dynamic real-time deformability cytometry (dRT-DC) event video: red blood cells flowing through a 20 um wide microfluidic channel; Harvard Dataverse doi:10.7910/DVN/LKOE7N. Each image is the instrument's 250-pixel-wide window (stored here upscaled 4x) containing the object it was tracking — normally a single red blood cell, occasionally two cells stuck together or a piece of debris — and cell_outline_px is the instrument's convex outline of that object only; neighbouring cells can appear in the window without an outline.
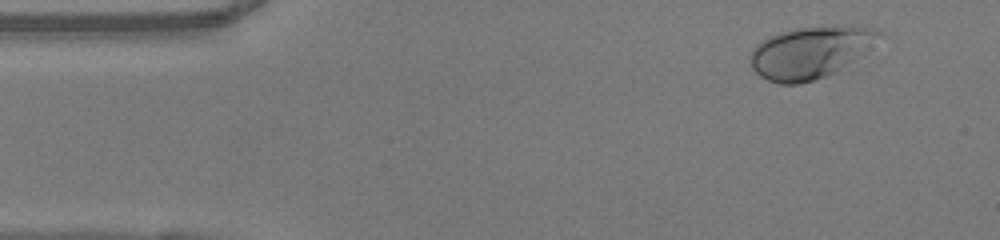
{"species": "human", "species_latin": "Homo sapiens", "temperature_condition": "warm", "stored_images_in_passage": 49, "camera_frame_rate_fps": 3000, "um_per_image_px": 0.085, "donor": {"sex": "female"}, "frame": {"image": 1, "passage_image": 4, "time_ms": 1.0, "image_size_px": [1000, 240], "cell_outline_px": [[884, 32], [868, 52], [836, 72], [828, 76], [800, 84], [780, 84], [768, 80], [760, 76], [752, 68], [748, 56], [752, 48], [760, 40], [768, 36], [792, 28], [836, 24], [852, 24], [876, 28]], "centroid_in_image_um": [68.92, 4.41], "position_along_channel_um": 16.1, "area_um2": 40.29}}
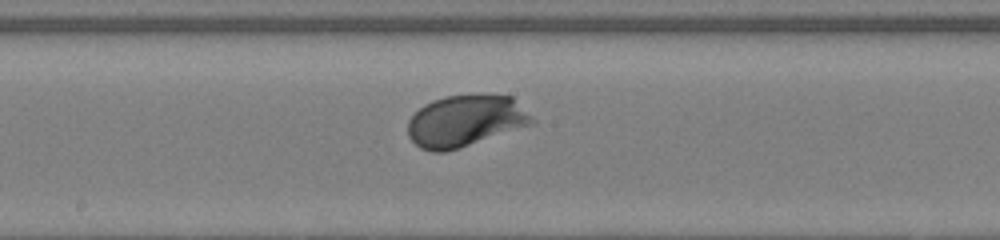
{"frame": {"image": 2, "passage_image": 25, "time_ms": 8.0, "image_size_px": [1000, 240], "cell_outline_px": [[536, 124], [444, 152], [432, 152], [420, 148], [408, 136], [408, 120], [424, 104], [432, 100], [444, 96], [512, 96], [536, 120]], "centroid_in_image_um": [39.57, 10.29], "position_along_channel_um": 208.6, "area_um2": 36.99}}
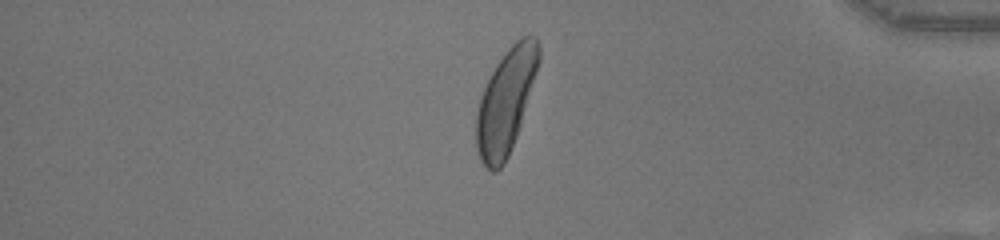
{"frame": {"image": 3, "passage_image": 41, "time_ms": 13.333, "image_size_px": [1000, 240], "cell_outline_px": [[540, 60], [520, 124], [516, 136], [508, 156], [504, 164], [496, 172], [492, 172], [480, 160], [476, 148], [476, 112], [480, 96], [496, 64], [508, 48], [520, 36], [536, 36], [540, 48]], "centroid_in_image_um": [42.98, 8.62], "position_along_channel_um": 392.2, "area_um2": 37.51}, "authors_computed_cell_mechanics": {"area_um2": 36.4718, "velocity_mm_per_s": 4.0594, "shape_relaxation_time_tau1_ms": 1.4571, "shape_relaxation_time_tau2_ms": null, "deformation_change_tau1": 0.1317, "deformation_change_tau2": null}}